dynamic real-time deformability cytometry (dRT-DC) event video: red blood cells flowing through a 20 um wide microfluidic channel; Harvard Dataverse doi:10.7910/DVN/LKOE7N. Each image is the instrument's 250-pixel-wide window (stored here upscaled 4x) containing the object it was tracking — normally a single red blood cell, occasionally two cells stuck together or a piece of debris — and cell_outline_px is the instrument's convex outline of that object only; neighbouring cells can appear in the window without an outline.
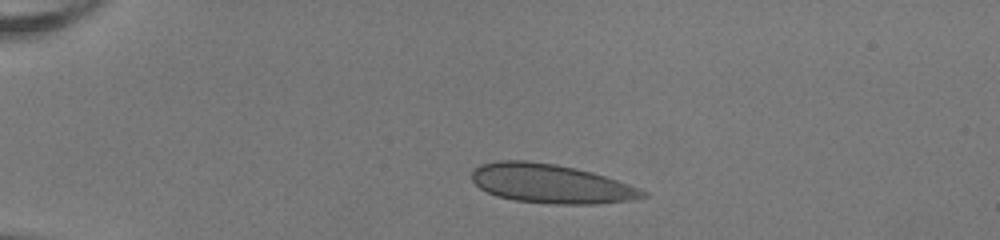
{"species": "human", "species_latin": "Homo sapiens", "temperature_condition": "room temperature", "stored_images_in_passage": 40, "camera_frame_rate_fps": 3000, "um_per_image_px": 0.085, "donor": {"sex": "female"}, "frame": {"image": 1, "passage_image": 1, "time_ms": 0.0, "image_size_px": [1000, 240], "cell_outline_px": [[648, 196], [636, 200], [596, 204], [556, 204], [512, 200], [496, 196], [480, 188], [472, 180], [472, 172], [480, 164], [500, 160], [528, 160], [556, 164], [576, 168], [592, 172], [640, 188], [648, 192]], "centroid_in_image_um": [46.85, 15.61], "position_along_channel_um": 38.1, "area_um2": 39.13}}
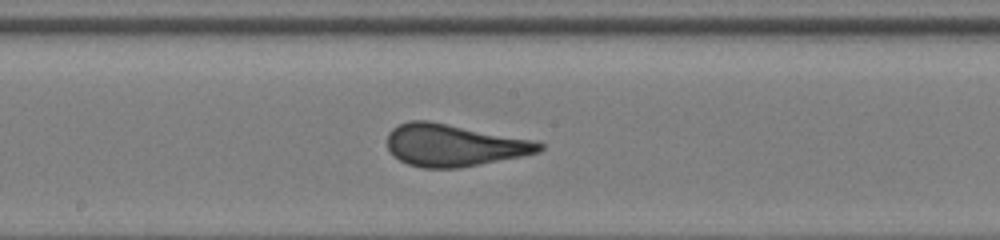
{"frame": {"image": 2, "passage_image": 18, "time_ms": 5.667, "image_size_px": [1000, 240], "cell_outline_px": [[544, 148], [540, 152], [460, 168], [424, 168], [408, 164], [400, 160], [388, 148], [388, 132], [392, 128], [408, 120], [428, 120], [532, 140], [544, 144]], "centroid_in_image_um": [38.56, 12.34], "position_along_channel_um": 209.6, "area_um2": 36.99}}
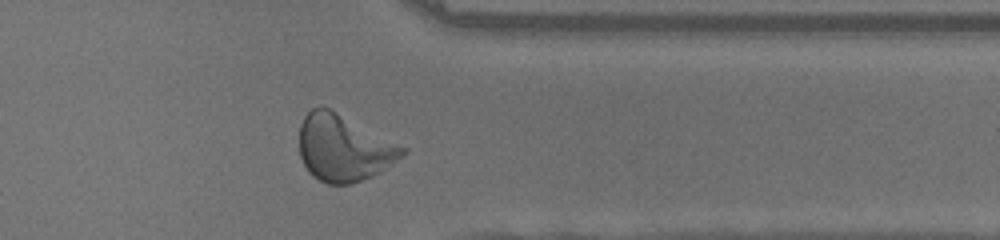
{"frame": {"image": 3, "passage_image": 31, "time_ms": 10.0, "image_size_px": [1000, 240], "cell_outline_px": [[408, 152], [380, 172], [352, 184], [328, 184], [312, 176], [308, 172], [300, 156], [300, 124], [304, 116], [312, 108], [328, 108], [408, 148]], "centroid_in_image_um": [29.22, 12.6], "position_along_channel_um": 382.2, "area_um2": 39.59}, "authors_computed_cell_mechanics": {"area_um2": 37.6567, "velocity_mm_per_s": 4.0471, "shape_relaxation_time_tau1_ms": 9.2219, "shape_relaxation_time_tau2_ms": null, "deformation_change_tau1": 0.2333, "deformation_change_tau2": null}}